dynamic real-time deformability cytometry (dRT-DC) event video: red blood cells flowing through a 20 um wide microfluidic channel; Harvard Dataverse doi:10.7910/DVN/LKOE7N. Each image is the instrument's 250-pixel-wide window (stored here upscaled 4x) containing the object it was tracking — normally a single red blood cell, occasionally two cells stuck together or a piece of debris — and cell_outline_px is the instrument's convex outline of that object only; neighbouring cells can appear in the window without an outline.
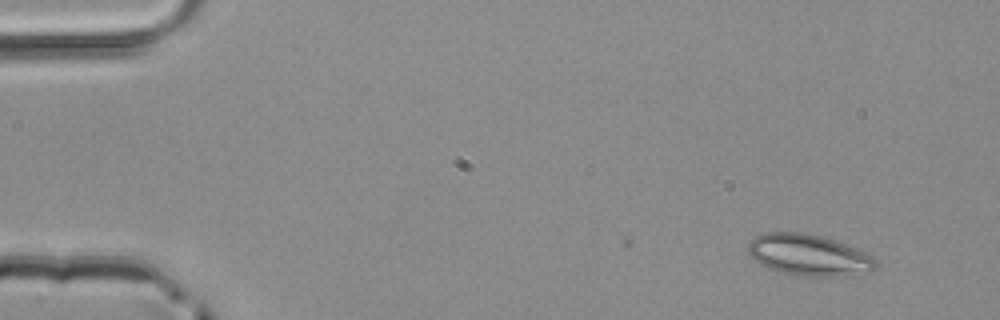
{"species": "common noctule bat (a hibernating species)", "species_latin": "Nyctalus noctula", "temperature_condition": "room temperature", "stored_images_in_passage": 6, "camera_frame_rate_fps": 3000, "um_per_image_px": 0.085, "animal": {"sex": "male", "body_mass_g": 20.4}, "frame": {"image": 1, "passage_image": 6, "time_ms": 1.667, "image_size_px": [1000, 320], "cell_outline_px": [[880, 260], [876, 268], [872, 272], [844, 276], [796, 276], [780, 272], [768, 268], [756, 260], [748, 252], [748, 240], [764, 232], [800, 232], [820, 236], [844, 244], [876, 256]], "centroid_in_image_um": [68.79, 21.69], "position_along_channel_um": 16.2, "area_um2": 31.04}}